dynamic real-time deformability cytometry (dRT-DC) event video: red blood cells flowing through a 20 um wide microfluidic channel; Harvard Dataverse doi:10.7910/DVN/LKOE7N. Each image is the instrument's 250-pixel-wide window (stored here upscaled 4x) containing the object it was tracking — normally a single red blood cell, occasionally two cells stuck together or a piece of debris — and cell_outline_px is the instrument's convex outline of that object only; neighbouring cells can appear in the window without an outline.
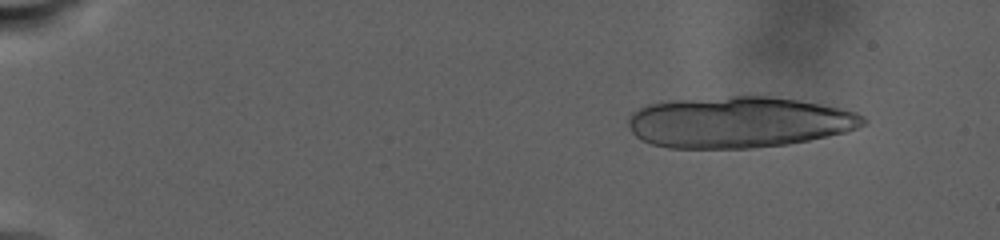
{"species": "human", "species_latin": "Homo sapiens", "temperature_condition": "warm", "stored_images_in_passage": 19, "camera_frame_rate_fps": 3000, "um_per_image_px": 0.085, "donor": {"sex": "male"}, "frame": {"image": 1, "passage_image": 5, "time_ms": 3.0, "image_size_px": [1000, 240], "cell_outline_px": [[868, 124], [844, 132], [828, 136], [788, 144], [752, 148], [668, 148], [652, 144], [640, 140], [632, 132], [628, 124], [628, 116], [632, 112], [648, 104], [668, 100], [732, 96], [772, 96], [820, 104], [840, 108], [856, 112], [864, 116], [868, 120]], "centroid_in_image_um": [62.78, 10.38], "position_along_channel_um": 22.2, "area_um2": 70.4}}